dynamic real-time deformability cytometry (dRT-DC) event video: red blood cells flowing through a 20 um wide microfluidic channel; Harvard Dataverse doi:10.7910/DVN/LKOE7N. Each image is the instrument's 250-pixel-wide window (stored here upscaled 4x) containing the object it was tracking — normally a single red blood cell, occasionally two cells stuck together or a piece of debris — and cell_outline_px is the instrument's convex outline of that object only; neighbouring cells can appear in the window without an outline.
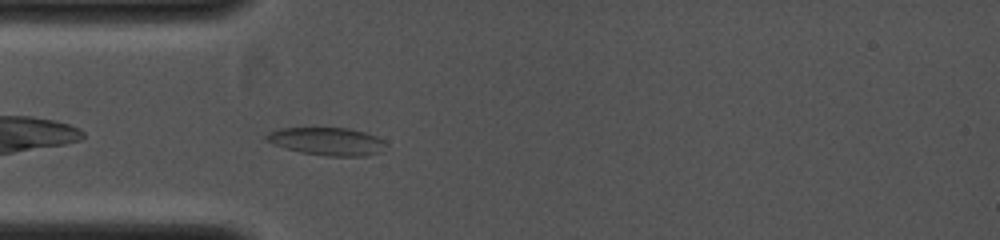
{"species": "common noctule bat (a hibernating species)", "species_latin": "Nyctalus noctula", "temperature_condition": "cold", "stored_images_in_passage": 2, "camera_frame_rate_fps": 4000, "um_per_image_px": 0.085, "animal": {"sex": "female", "body_mass_g": 19.0, "forearm_length_mm": 53.3}, "frame": {"image": 1, "passage_image": 2, "time_ms": 0.25, "image_size_px": [1000, 240], "cell_outline_px": [[388, 144], [380, 152], [364, 156], [328, 156], [300, 152], [276, 144], [268, 140], [264, 136], [268, 132], [280, 128], [348, 128], [364, 132], [376, 136], [384, 140]], "centroid_in_image_um": [27.85, 12.01], "position_along_channel_um": 57.1, "area_um2": 19.19}}